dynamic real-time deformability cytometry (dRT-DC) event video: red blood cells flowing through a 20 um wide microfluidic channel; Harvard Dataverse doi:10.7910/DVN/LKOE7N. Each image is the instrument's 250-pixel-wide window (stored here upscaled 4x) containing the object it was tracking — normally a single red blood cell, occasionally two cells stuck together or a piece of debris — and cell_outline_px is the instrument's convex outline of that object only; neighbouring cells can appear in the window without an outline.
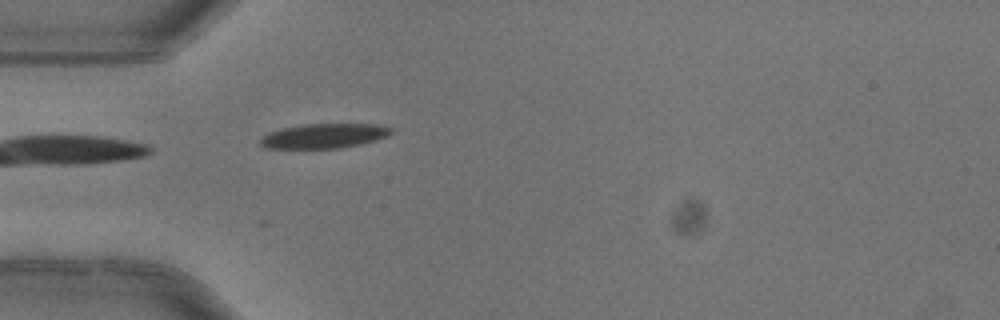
{"species": "common noctule bat (a hibernating species)", "species_latin": "Nyctalus noctula", "temperature_condition": "warm", "stored_images_in_passage": 1, "camera_frame_rate_fps": 3000, "um_per_image_px": 0.085, "animal": {"sex": "female"}, "frame": {"image": 1, "passage_image": 1, "time_ms": 0.0, "image_size_px": [1000, 320], "cell_outline_px": [[396, 132], [388, 136], [376, 140], [360, 144], [340, 148], [264, 148], [260, 144], [260, 140], [268, 132], [280, 128], [304, 124], [376, 124], [392, 128]], "centroid_in_image_um": [27.57, 11.54], "position_along_channel_um": 57.4, "area_um2": 18.9}}